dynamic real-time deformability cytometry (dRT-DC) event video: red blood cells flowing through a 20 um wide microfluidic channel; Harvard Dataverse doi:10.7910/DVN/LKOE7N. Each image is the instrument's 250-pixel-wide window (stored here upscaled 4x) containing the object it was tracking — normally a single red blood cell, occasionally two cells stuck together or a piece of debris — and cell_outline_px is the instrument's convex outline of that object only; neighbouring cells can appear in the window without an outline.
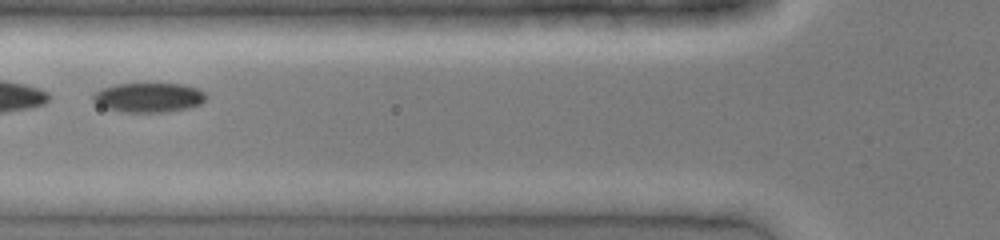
{"species": "common noctule bat (a hibernating species)", "species_latin": "Nyctalus noctula", "temperature_condition": "cold", "stored_images_in_passage": 19, "camera_frame_rate_fps": 3000, "um_per_image_px": 0.085, "animal": {"sex": "female", "body_mass_g": 19.0, "forearm_length_mm": 51.5}, "frame": {"image": 1, "passage_image": 11, "time_ms": 3.333, "image_size_px": [1000, 240], "cell_outline_px": [[208, 96], [200, 104], [188, 108], [168, 112], [124, 112], [104, 108], [92, 100], [92, 96], [100, 88], [116, 84], [184, 84], [196, 88], [204, 92]], "centroid_in_image_um": [12.63, 8.29], "position_along_channel_um": 113.2, "area_um2": 19.48}}
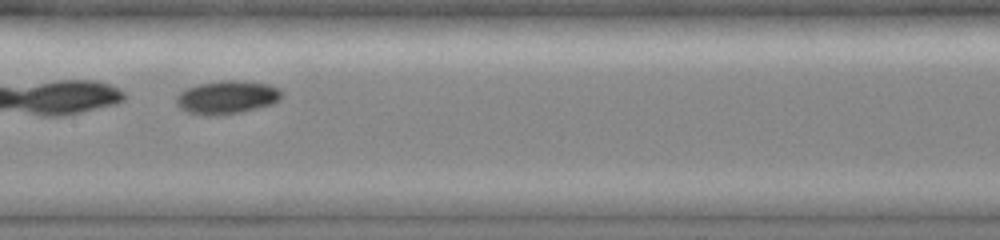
{"frame": {"image": 2, "passage_image": 16, "time_ms": 5.0, "image_size_px": [1000, 240], "cell_outline_px": [[280, 96], [272, 104], [240, 112], [216, 116], [208, 116], [188, 112], [180, 108], [176, 104], [176, 96], [180, 92], [188, 88], [200, 84], [224, 80], [236, 80], [268, 84], [280, 88]], "centroid_in_image_um": [19.25, 8.28], "position_along_channel_um": 188.1, "area_um2": 20.17}}